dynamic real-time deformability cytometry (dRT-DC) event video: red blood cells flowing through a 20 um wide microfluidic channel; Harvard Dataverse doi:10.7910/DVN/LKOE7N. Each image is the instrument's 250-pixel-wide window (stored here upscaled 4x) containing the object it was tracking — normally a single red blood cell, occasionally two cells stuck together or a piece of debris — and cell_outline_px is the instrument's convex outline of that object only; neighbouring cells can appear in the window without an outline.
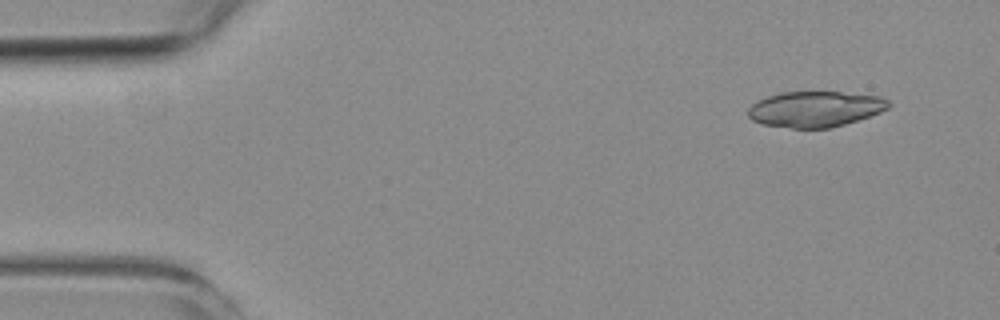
{"species": "common noctule bat (a hibernating species)", "species_latin": "Nyctalus noctula", "temperature_condition": "room temperature", "stored_images_in_passage": 9, "segment_of_instrument_passage": [1, 2], "camera_frame_rate_fps": 3000, "um_per_image_px": 0.085, "animal": {"sex": "female", "body_mass_g": 19.3, "forearm_length_mm": 54.1}, "frame": {"image": 1, "passage_image": 1, "time_ms": 0.0, "image_size_px": [1000, 320], "cell_outline_px": [[892, 104], [888, 108], [880, 112], [844, 124], [828, 128], [792, 128], [764, 124], [752, 120], [748, 116], [748, 108], [752, 104], [768, 96], [780, 92], [840, 92], [880, 96], [888, 100]], "centroid_in_image_um": [69.29, 9.26], "position_along_channel_um": 15.7, "area_um2": 29.02}}